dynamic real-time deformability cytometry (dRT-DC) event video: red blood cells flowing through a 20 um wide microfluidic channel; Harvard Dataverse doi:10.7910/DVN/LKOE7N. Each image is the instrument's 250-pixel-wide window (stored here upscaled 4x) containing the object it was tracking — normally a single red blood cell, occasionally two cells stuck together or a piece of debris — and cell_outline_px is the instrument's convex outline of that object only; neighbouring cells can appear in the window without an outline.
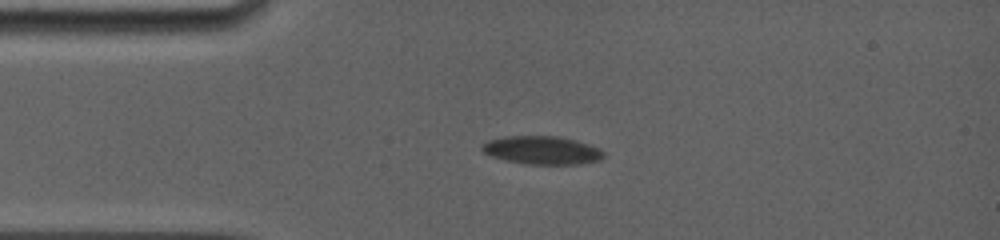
{"species": "common noctule bat (a hibernating species)", "species_latin": "Nyctalus noctula", "temperature_condition": "room temperature", "stored_images_in_passage": 22, "camera_frame_rate_fps": 5000, "um_per_image_px": 0.085, "animal": {"sex": "female", "body_mass_g": 19.0, "forearm_length_mm": 56.7}, "frame": {"image": 1, "passage_image": 4, "time_ms": 3.4, "image_size_px": [1000, 240], "cell_outline_px": [[604, 156], [600, 160], [576, 164], [528, 164], [504, 160], [492, 156], [484, 152], [480, 148], [480, 144], [488, 140], [504, 136], [556, 136], [576, 140], [600, 148], [604, 152]], "centroid_in_image_um": [46.05, 12.76], "position_along_channel_um": 39.0, "area_um2": 20.06}}
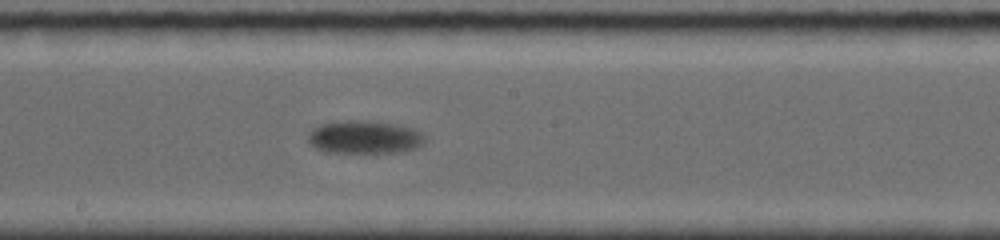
{"frame": {"image": 2, "passage_image": 11, "time_ms": 9.2, "image_size_px": [1000, 240], "cell_outline_px": [[424, 140], [420, 144], [412, 148], [388, 152], [332, 152], [316, 148], [308, 140], [308, 136], [312, 128], [320, 124], [336, 120], [372, 120], [400, 124], [412, 128], [420, 132], [424, 136]], "centroid_in_image_um": [30.93, 11.61], "position_along_channel_um": 217.3, "area_um2": 22.31}}
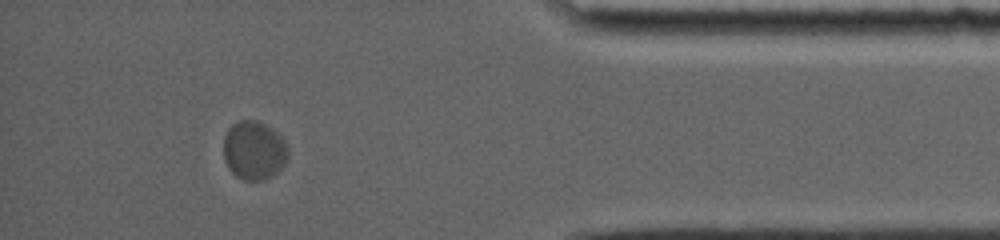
{"frame": {"image": 3, "passage_image": 20, "time_ms": 15.6, "image_size_px": [1000, 240], "cell_outline_px": [[288, 156], [284, 164], [272, 176], [264, 180], [244, 180], [236, 176], [228, 168], [224, 160], [224, 136], [228, 128], [232, 124], [240, 120], [256, 120], [272, 128], [284, 140], [288, 148]], "centroid_in_image_um": [21.58, 12.78], "position_along_channel_um": 413.6, "area_um2": 22.14}, "authors_computed_cell_mechanics": {"area_um2": 21.5305, "velocity_mm_per_s": 3.4462, "shape_relaxation_time_tau1_ms": 1.7049, "shape_relaxation_time_tau2_ms": null, "deformation_change_tau1": 0.0541, "deformation_change_tau2": null}}